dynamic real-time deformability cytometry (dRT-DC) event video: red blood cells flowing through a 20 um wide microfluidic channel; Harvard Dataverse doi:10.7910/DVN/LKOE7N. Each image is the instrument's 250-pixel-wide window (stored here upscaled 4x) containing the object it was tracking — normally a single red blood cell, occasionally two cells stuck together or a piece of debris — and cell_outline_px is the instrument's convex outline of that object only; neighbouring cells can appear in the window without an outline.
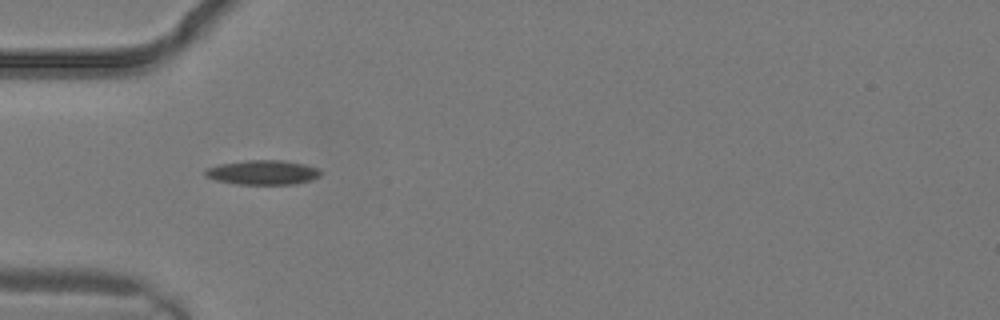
{"species": "common noctule bat (a hibernating species)", "species_latin": "Nyctalus noctula", "temperature_condition": "warm", "stored_images_in_passage": 1, "camera_frame_rate_fps": 3000, "um_per_image_px": 0.085, "animal": {"sex": "male", "body_mass_g": 19.2, "forearm_length_mm": 51.8}, "frame": {"image": 1, "passage_image": 1, "time_ms": 0.0, "image_size_px": [1000, 320], "cell_outline_px": [[320, 176], [312, 180], [296, 184], [236, 184], [216, 180], [204, 176], [204, 168], [220, 164], [248, 160], [284, 160], [304, 164], [320, 168]], "centroid_in_image_um": [22.33, 14.65], "position_along_channel_um": 62.7, "area_um2": 16.65}}